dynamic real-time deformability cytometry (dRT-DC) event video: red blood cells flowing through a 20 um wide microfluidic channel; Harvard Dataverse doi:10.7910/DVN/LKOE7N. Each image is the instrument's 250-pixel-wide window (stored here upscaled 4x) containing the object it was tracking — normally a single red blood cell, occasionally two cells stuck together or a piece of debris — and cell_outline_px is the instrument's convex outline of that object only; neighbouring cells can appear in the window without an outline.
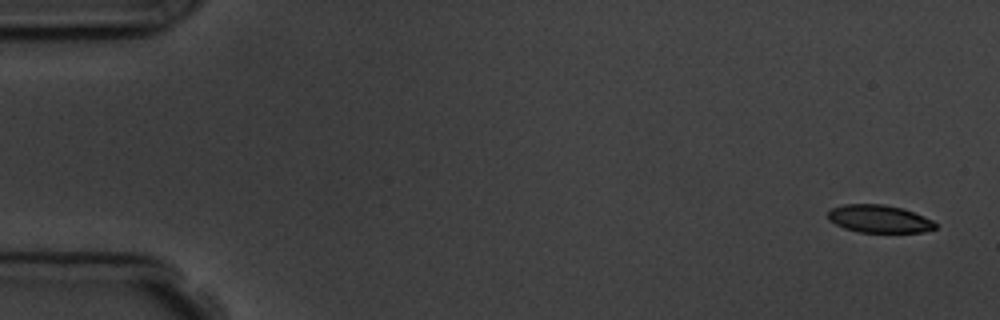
{"species": "common noctule bat (a hibernating species)", "species_latin": "Nyctalus noctula", "temperature_condition": "room temperature", "stored_images_in_passage": 5, "camera_frame_rate_fps": 3000, "um_per_image_px": 0.085, "animal": {"sex": "male", "body_mass_g": 19.5, "forearm_length_mm": 54.6}, "frame": {"image": 1, "passage_image": 1, "time_ms": 0.0, "image_size_px": [1000, 320], "cell_outline_px": [[936, 228], [924, 232], [860, 232], [844, 228], [828, 220], [828, 212], [832, 208], [844, 204], [884, 204], [904, 208], [924, 216], [932, 220], [936, 224]], "centroid_in_image_um": [74.73, 18.59], "position_along_channel_um": 10.3, "area_um2": 17.4}}
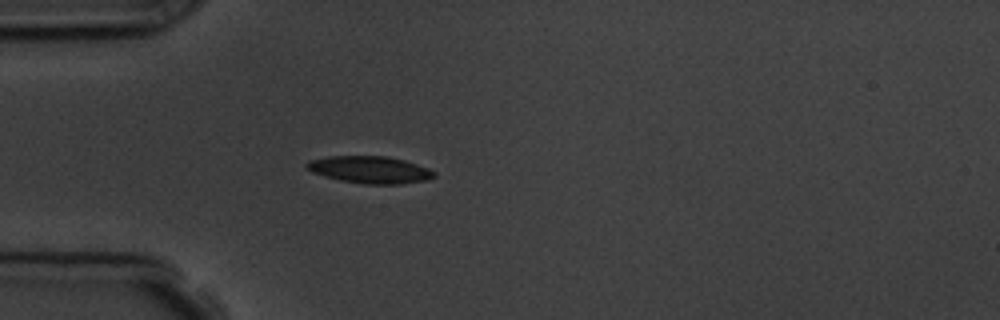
{"frame": {"image": 2, "passage_image": 5, "time_ms": 4.667, "image_size_px": [1000, 320], "cell_outline_px": [[436, 176], [428, 180], [400, 184], [364, 184], [340, 180], [324, 176], [312, 172], [304, 168], [304, 164], [308, 160], [332, 156], [384, 156], [404, 160], [428, 168], [436, 172]], "centroid_in_image_um": [31.43, 14.43], "position_along_channel_um": 53.6, "area_um2": 20.23}}